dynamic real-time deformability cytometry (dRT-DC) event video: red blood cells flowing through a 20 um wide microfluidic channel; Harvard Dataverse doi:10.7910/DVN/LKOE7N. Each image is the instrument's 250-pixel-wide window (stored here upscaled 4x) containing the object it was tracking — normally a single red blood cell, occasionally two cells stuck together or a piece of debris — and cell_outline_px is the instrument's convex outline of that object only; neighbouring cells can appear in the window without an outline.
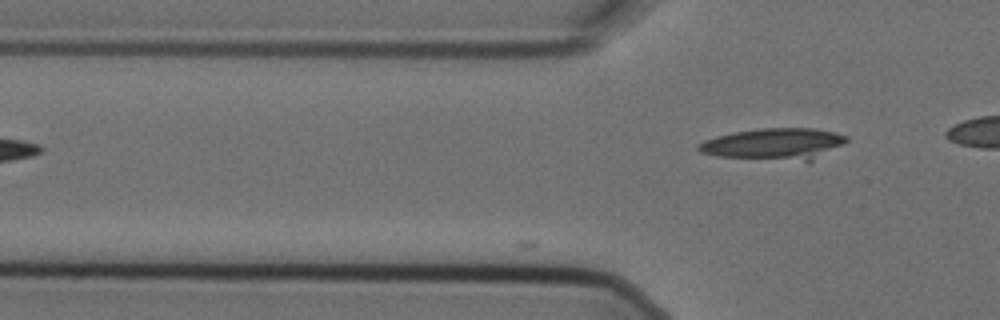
{"species": "Egyptian fruit bat (a non-hibernating species)", "species_latin": "Rousettus aegyptiacus", "temperature_condition": "cold", "stored_images_in_passage": 4, "camera_frame_rate_fps": 3000, "um_per_image_px": 0.085, "animal": {"sex": "female"}, "frame": {"image": 1, "passage_image": 4, "time_ms": 1.0, "image_size_px": [1000, 320], "cell_outline_px": [[848, 140], [844, 144], [808, 164], [716, 156], [700, 152], [696, 148], [696, 144], [704, 140], [716, 136], [736, 132], [760, 128], [812, 128], [832, 132], [848, 136]], "centroid_in_image_um": [65.83, 12.29], "position_along_channel_um": 60.0, "area_um2": 28.21}}